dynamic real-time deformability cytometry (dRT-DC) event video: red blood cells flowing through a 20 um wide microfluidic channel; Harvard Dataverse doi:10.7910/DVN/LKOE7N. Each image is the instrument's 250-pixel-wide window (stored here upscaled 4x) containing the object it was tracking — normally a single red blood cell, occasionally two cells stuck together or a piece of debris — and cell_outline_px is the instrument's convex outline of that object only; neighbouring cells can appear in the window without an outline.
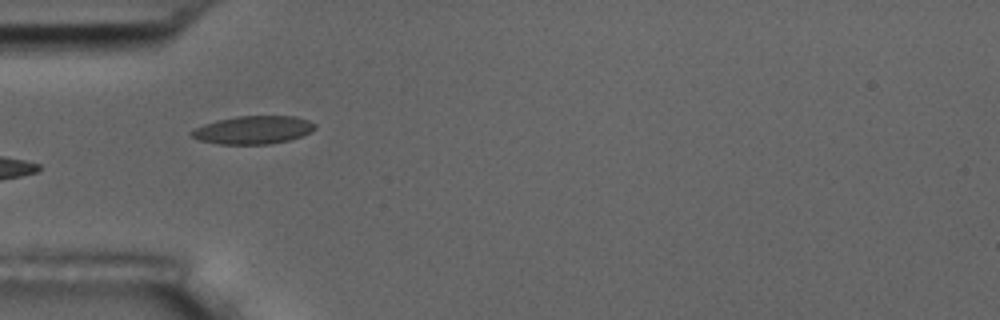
{"species": "common noctule bat (a hibernating species)", "species_latin": "Nyctalus noctula", "temperature_condition": "room temperature", "stored_images_in_passage": 5, "camera_frame_rate_fps": 3000, "um_per_image_px": 0.085, "animal": {"sex": "male", "body_mass_g": 17.5, "forearm_length_mm": 52.3}, "frame": {"image": 1, "passage_image": 4, "time_ms": 4.333, "image_size_px": [1000, 320], "cell_outline_px": [[316, 128], [312, 132], [288, 140], [268, 144], [220, 144], [200, 140], [192, 136], [188, 132], [204, 124], [216, 120], [236, 116], [296, 116], [308, 120], [316, 124]], "centroid_in_image_um": [21.53, 11.03], "position_along_channel_um": 63.5, "area_um2": 20.17}}